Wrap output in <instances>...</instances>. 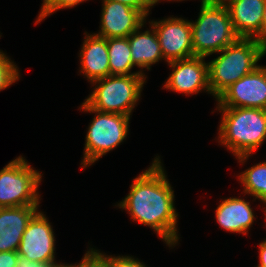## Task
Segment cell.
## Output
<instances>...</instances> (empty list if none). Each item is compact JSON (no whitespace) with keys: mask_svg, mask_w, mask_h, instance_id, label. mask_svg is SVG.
<instances>
[{"mask_svg":"<svg viewBox=\"0 0 266 267\" xmlns=\"http://www.w3.org/2000/svg\"><path fill=\"white\" fill-rule=\"evenodd\" d=\"M110 75H146L131 72L134 67L128 37L107 38Z\"/></svg>","mask_w":266,"mask_h":267,"instance_id":"ac0fdd59","label":"cell"},{"mask_svg":"<svg viewBox=\"0 0 266 267\" xmlns=\"http://www.w3.org/2000/svg\"><path fill=\"white\" fill-rule=\"evenodd\" d=\"M42 1L43 3L41 4L42 6L40 12L35 21L36 25L58 10L64 8L68 9L71 7L73 8L79 5L80 3H83L88 0H42Z\"/></svg>","mask_w":266,"mask_h":267,"instance_id":"44dd1931","label":"cell"},{"mask_svg":"<svg viewBox=\"0 0 266 267\" xmlns=\"http://www.w3.org/2000/svg\"><path fill=\"white\" fill-rule=\"evenodd\" d=\"M109 1H115L120 2L123 4H126L136 10H139L146 18L149 15V12L151 11L153 7L152 0H109Z\"/></svg>","mask_w":266,"mask_h":267,"instance_id":"cb8c5ba5","label":"cell"},{"mask_svg":"<svg viewBox=\"0 0 266 267\" xmlns=\"http://www.w3.org/2000/svg\"><path fill=\"white\" fill-rule=\"evenodd\" d=\"M20 70L14 61L0 50V91L19 81Z\"/></svg>","mask_w":266,"mask_h":267,"instance_id":"ffe728a7","label":"cell"},{"mask_svg":"<svg viewBox=\"0 0 266 267\" xmlns=\"http://www.w3.org/2000/svg\"><path fill=\"white\" fill-rule=\"evenodd\" d=\"M253 209L243 197L225 198L215 210V219L225 231L246 235L256 218Z\"/></svg>","mask_w":266,"mask_h":267,"instance_id":"2e32d148","label":"cell"},{"mask_svg":"<svg viewBox=\"0 0 266 267\" xmlns=\"http://www.w3.org/2000/svg\"><path fill=\"white\" fill-rule=\"evenodd\" d=\"M144 26L143 24L128 36L133 65L140 68L142 74V69L149 71L152 65L164 60L156 31L149 26L150 30L142 32Z\"/></svg>","mask_w":266,"mask_h":267,"instance_id":"e0dca14e","label":"cell"},{"mask_svg":"<svg viewBox=\"0 0 266 267\" xmlns=\"http://www.w3.org/2000/svg\"><path fill=\"white\" fill-rule=\"evenodd\" d=\"M208 62L210 92L217 99L230 85L254 71L266 55V47L256 38L239 37Z\"/></svg>","mask_w":266,"mask_h":267,"instance_id":"3957f363","label":"cell"},{"mask_svg":"<svg viewBox=\"0 0 266 267\" xmlns=\"http://www.w3.org/2000/svg\"><path fill=\"white\" fill-rule=\"evenodd\" d=\"M48 220L42 211L32 217L22 235L18 255L32 262L68 267L69 264L56 262V240L53 226Z\"/></svg>","mask_w":266,"mask_h":267,"instance_id":"ba28073f","label":"cell"},{"mask_svg":"<svg viewBox=\"0 0 266 267\" xmlns=\"http://www.w3.org/2000/svg\"><path fill=\"white\" fill-rule=\"evenodd\" d=\"M216 110L222 113L217 140L243 165L266 140V110L237 107Z\"/></svg>","mask_w":266,"mask_h":267,"instance_id":"7a4b0ae2","label":"cell"},{"mask_svg":"<svg viewBox=\"0 0 266 267\" xmlns=\"http://www.w3.org/2000/svg\"><path fill=\"white\" fill-rule=\"evenodd\" d=\"M18 251L0 252V267H16Z\"/></svg>","mask_w":266,"mask_h":267,"instance_id":"d4e9b609","label":"cell"},{"mask_svg":"<svg viewBox=\"0 0 266 267\" xmlns=\"http://www.w3.org/2000/svg\"><path fill=\"white\" fill-rule=\"evenodd\" d=\"M84 35L79 51V73L91 83L110 75L109 53L106 38L88 32Z\"/></svg>","mask_w":266,"mask_h":267,"instance_id":"9a60e30c","label":"cell"},{"mask_svg":"<svg viewBox=\"0 0 266 267\" xmlns=\"http://www.w3.org/2000/svg\"><path fill=\"white\" fill-rule=\"evenodd\" d=\"M100 30L94 33L103 38L128 37L143 24L146 17L126 4L102 0Z\"/></svg>","mask_w":266,"mask_h":267,"instance_id":"7c38bea8","label":"cell"},{"mask_svg":"<svg viewBox=\"0 0 266 267\" xmlns=\"http://www.w3.org/2000/svg\"><path fill=\"white\" fill-rule=\"evenodd\" d=\"M265 212V222H266V209L263 210Z\"/></svg>","mask_w":266,"mask_h":267,"instance_id":"4dcf8cb0","label":"cell"},{"mask_svg":"<svg viewBox=\"0 0 266 267\" xmlns=\"http://www.w3.org/2000/svg\"><path fill=\"white\" fill-rule=\"evenodd\" d=\"M42 172L18 156L0 170V208L39 205Z\"/></svg>","mask_w":266,"mask_h":267,"instance_id":"52a82bcc","label":"cell"},{"mask_svg":"<svg viewBox=\"0 0 266 267\" xmlns=\"http://www.w3.org/2000/svg\"><path fill=\"white\" fill-rule=\"evenodd\" d=\"M109 267H147L146 264L141 262L134 256H112L107 253L91 248ZM107 254V255H106Z\"/></svg>","mask_w":266,"mask_h":267,"instance_id":"7402d4cb","label":"cell"},{"mask_svg":"<svg viewBox=\"0 0 266 267\" xmlns=\"http://www.w3.org/2000/svg\"><path fill=\"white\" fill-rule=\"evenodd\" d=\"M262 43L266 47V3L263 12V22H262Z\"/></svg>","mask_w":266,"mask_h":267,"instance_id":"83f0119b","label":"cell"},{"mask_svg":"<svg viewBox=\"0 0 266 267\" xmlns=\"http://www.w3.org/2000/svg\"><path fill=\"white\" fill-rule=\"evenodd\" d=\"M209 1H214V2H225L227 0H209Z\"/></svg>","mask_w":266,"mask_h":267,"instance_id":"f546056e","label":"cell"},{"mask_svg":"<svg viewBox=\"0 0 266 267\" xmlns=\"http://www.w3.org/2000/svg\"><path fill=\"white\" fill-rule=\"evenodd\" d=\"M146 78L147 75H109L98 79L90 83L93 91L84 102L99 112L130 116L139 102Z\"/></svg>","mask_w":266,"mask_h":267,"instance_id":"5b68a950","label":"cell"},{"mask_svg":"<svg viewBox=\"0 0 266 267\" xmlns=\"http://www.w3.org/2000/svg\"><path fill=\"white\" fill-rule=\"evenodd\" d=\"M234 31L242 38L262 42V22L266 0H227Z\"/></svg>","mask_w":266,"mask_h":267,"instance_id":"4fadbf2b","label":"cell"},{"mask_svg":"<svg viewBox=\"0 0 266 267\" xmlns=\"http://www.w3.org/2000/svg\"><path fill=\"white\" fill-rule=\"evenodd\" d=\"M156 31L164 60L169 63L194 57L190 20L168 17L149 21Z\"/></svg>","mask_w":266,"mask_h":267,"instance_id":"9c48e42d","label":"cell"},{"mask_svg":"<svg viewBox=\"0 0 266 267\" xmlns=\"http://www.w3.org/2000/svg\"><path fill=\"white\" fill-rule=\"evenodd\" d=\"M259 264L255 267H266V239L259 243Z\"/></svg>","mask_w":266,"mask_h":267,"instance_id":"4316f807","label":"cell"},{"mask_svg":"<svg viewBox=\"0 0 266 267\" xmlns=\"http://www.w3.org/2000/svg\"><path fill=\"white\" fill-rule=\"evenodd\" d=\"M197 20L191 21L194 56L208 57L235 42L239 36L233 28L224 2L201 0Z\"/></svg>","mask_w":266,"mask_h":267,"instance_id":"277c9868","label":"cell"},{"mask_svg":"<svg viewBox=\"0 0 266 267\" xmlns=\"http://www.w3.org/2000/svg\"><path fill=\"white\" fill-rule=\"evenodd\" d=\"M81 104L79 108L82 112L95 113V117L88 125L81 161L82 169H86L124 142L129 135L131 116L99 112L90 108L85 102Z\"/></svg>","mask_w":266,"mask_h":267,"instance_id":"8992f818","label":"cell"},{"mask_svg":"<svg viewBox=\"0 0 266 267\" xmlns=\"http://www.w3.org/2000/svg\"><path fill=\"white\" fill-rule=\"evenodd\" d=\"M238 177L243 186L244 195L253 196L263 202L266 209V162H259L241 172Z\"/></svg>","mask_w":266,"mask_h":267,"instance_id":"d6986e66","label":"cell"},{"mask_svg":"<svg viewBox=\"0 0 266 267\" xmlns=\"http://www.w3.org/2000/svg\"><path fill=\"white\" fill-rule=\"evenodd\" d=\"M68 267H109L92 249L89 247L83 255L80 263L70 264Z\"/></svg>","mask_w":266,"mask_h":267,"instance_id":"603a6c76","label":"cell"},{"mask_svg":"<svg viewBox=\"0 0 266 267\" xmlns=\"http://www.w3.org/2000/svg\"><path fill=\"white\" fill-rule=\"evenodd\" d=\"M204 59L205 57L194 56L166 63L172 69V73L165 81L163 88L188 96L202 91L211 94L208 62Z\"/></svg>","mask_w":266,"mask_h":267,"instance_id":"8fae6325","label":"cell"},{"mask_svg":"<svg viewBox=\"0 0 266 267\" xmlns=\"http://www.w3.org/2000/svg\"><path fill=\"white\" fill-rule=\"evenodd\" d=\"M39 205L0 208V252L18 251L29 221Z\"/></svg>","mask_w":266,"mask_h":267,"instance_id":"5bb4252c","label":"cell"},{"mask_svg":"<svg viewBox=\"0 0 266 267\" xmlns=\"http://www.w3.org/2000/svg\"><path fill=\"white\" fill-rule=\"evenodd\" d=\"M172 188L160 156H156L133 179L128 195L115 205L127 211L131 220L150 227L169 248H174L180 239Z\"/></svg>","mask_w":266,"mask_h":267,"instance_id":"6da1fadb","label":"cell"},{"mask_svg":"<svg viewBox=\"0 0 266 267\" xmlns=\"http://www.w3.org/2000/svg\"><path fill=\"white\" fill-rule=\"evenodd\" d=\"M217 107L260 108L266 110V66L230 85L217 99Z\"/></svg>","mask_w":266,"mask_h":267,"instance_id":"30bf717a","label":"cell"},{"mask_svg":"<svg viewBox=\"0 0 266 267\" xmlns=\"http://www.w3.org/2000/svg\"><path fill=\"white\" fill-rule=\"evenodd\" d=\"M160 1H162V0H152V2H153V7L156 5V4H158ZM163 1H185V0H163Z\"/></svg>","mask_w":266,"mask_h":267,"instance_id":"f1b7e54d","label":"cell"},{"mask_svg":"<svg viewBox=\"0 0 266 267\" xmlns=\"http://www.w3.org/2000/svg\"><path fill=\"white\" fill-rule=\"evenodd\" d=\"M16 267H57V266L44 264V263L32 262L29 259H26L22 256H18V261H17Z\"/></svg>","mask_w":266,"mask_h":267,"instance_id":"484cf974","label":"cell"}]
</instances>
